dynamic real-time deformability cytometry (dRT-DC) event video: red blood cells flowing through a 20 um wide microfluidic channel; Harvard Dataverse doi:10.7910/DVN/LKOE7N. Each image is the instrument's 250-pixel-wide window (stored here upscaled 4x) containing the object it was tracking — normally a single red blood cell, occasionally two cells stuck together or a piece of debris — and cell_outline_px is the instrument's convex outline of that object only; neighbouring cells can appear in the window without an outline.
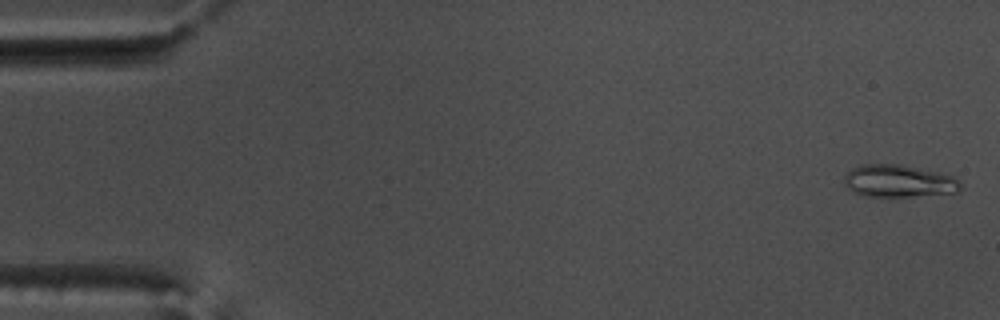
{"species": "common noctule bat (a hibernating species)", "species_latin": "Nyctalus noctula", "temperature_condition": "warm", "stored_images_in_passage": 50, "camera_frame_rate_fps": 3000, "um_per_image_px": 0.085, "animal": {"sex": "male", "body_mass_g": 17.5, "forearm_length_mm": 52.3}, "frame": {"image": 1, "passage_image": 2, "time_ms": 0.333, "image_size_px": [1000, 320], "cell_outline_px": [[960, 188], [956, 192], [908, 196], [868, 196], [856, 192], [848, 188], [844, 184], [844, 176], [852, 168], [860, 164], [896, 164], [944, 172], [960, 180]], "centroid_in_image_um": [76.39, 15.36], "position_along_channel_um": 8.6, "area_um2": 21.79}}
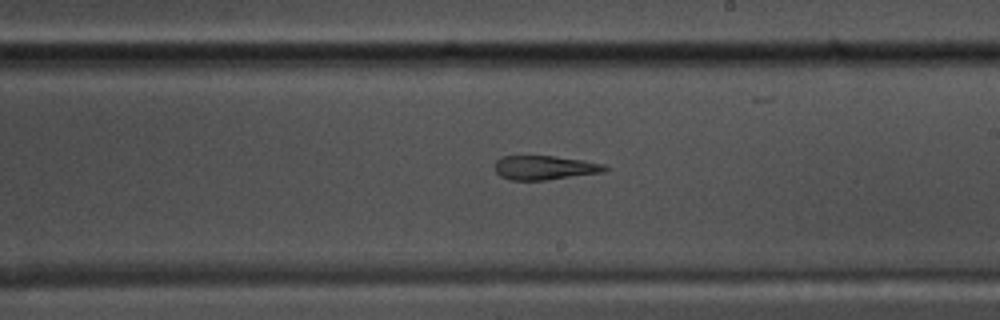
{"frame": {"image": 2, "passage_image": 32, "time_ms": 10.333, "image_size_px": [1000, 320], "cell_outline_px": [[608, 168], [604, 172], [544, 180], [512, 180], [500, 176], [496, 172], [496, 160], [504, 156], [552, 156], [584, 160], [604, 164]], "centroid_in_image_um": [46.31, 14.25], "position_along_channel_um": 242.7, "area_um2": 15.32}}
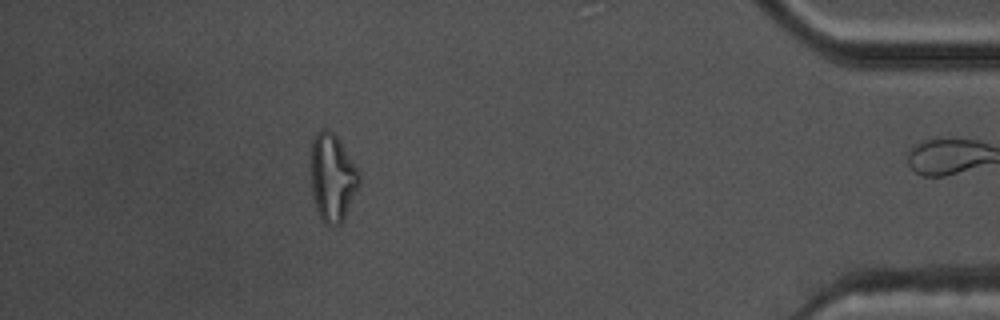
{"frame": {"image": 3, "passage_image": 49, "time_ms": 16.0, "image_size_px": [1000, 320], "cell_outline_px": [[360, 184], [344, 220], [340, 224], [332, 228], [324, 224], [316, 212], [312, 196], [312, 140], [316, 132], [320, 128], [328, 128], [336, 136], [360, 172]], "centroid_in_image_um": [28.26, 15.15], "position_along_channel_um": 406.9, "area_um2": 24.97}, "authors_computed_cell_mechanics": {"area_um2": 18.3226, "velocity_mm_per_s": 3.7866, "shape_relaxation_time_tau1_ms": null, "shape_relaxation_time_tau2_ms": 3.1756, "deformation_change_tau1": null, "deformation_change_tau2": 0.1517}}